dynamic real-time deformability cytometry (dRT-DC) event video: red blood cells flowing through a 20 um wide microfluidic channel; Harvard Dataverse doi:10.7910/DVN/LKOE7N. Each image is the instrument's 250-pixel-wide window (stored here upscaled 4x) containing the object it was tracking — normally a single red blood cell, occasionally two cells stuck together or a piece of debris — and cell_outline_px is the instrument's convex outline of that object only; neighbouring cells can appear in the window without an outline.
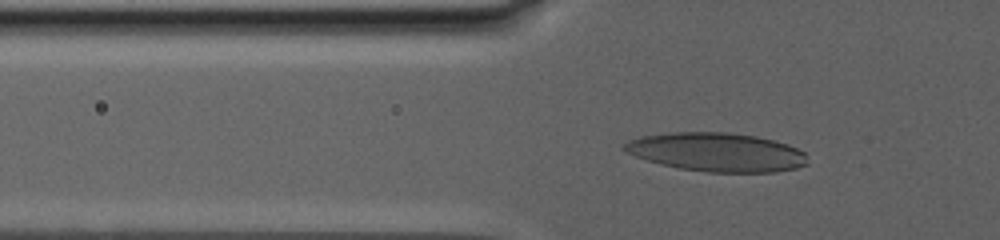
{"species": "human", "species_latin": "Homo sapiens", "temperature_condition": "warm", "stored_images_in_passage": 59, "camera_frame_rate_fps": 3000, "um_per_image_px": 0.085, "donor": {"sex": "male"}, "frame": {"image": 1, "passage_image": 16, "time_ms": 11.0, "image_size_px": [1000, 240], "cell_outline_px": [[808, 164], [796, 168], [776, 172], [708, 172], [680, 168], [660, 164], [636, 156], [620, 148], [628, 140], [640, 136], [672, 132], [728, 132], [756, 136], [788, 144], [804, 152], [808, 156]], "centroid_in_image_um": [60.93, 12.93], "position_along_channel_um": 64.9, "area_um2": 41.44}}
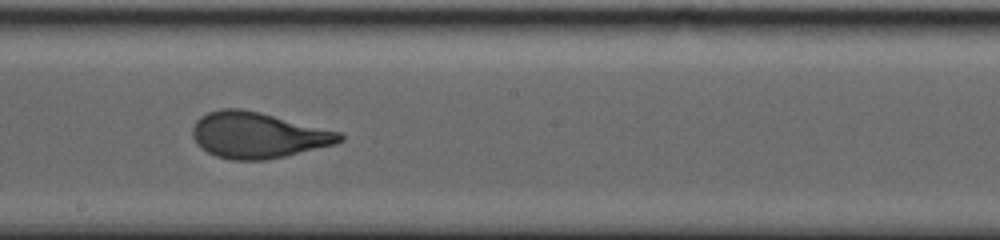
{"frame": {"image": 2, "passage_image": 33, "time_ms": 18.0, "image_size_px": [1000, 240], "cell_outline_px": [[344, 140], [336, 144], [284, 156], [264, 160], [232, 160], [216, 156], [200, 148], [196, 144], [192, 136], [192, 128], [196, 120], [200, 116], [208, 112], [220, 108], [240, 108], [260, 112], [340, 132], [344, 136]], "centroid_in_image_um": [21.88, 11.48], "position_along_channel_um": 226.3, "area_um2": 39.48}}
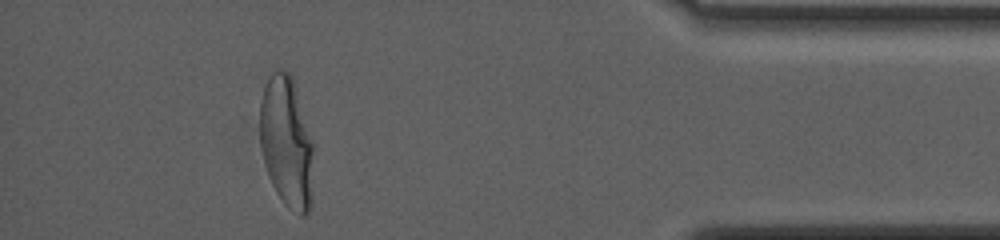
{"frame": {"image": 3, "passage_image": 54, "time_ms": 27.0, "image_size_px": [1000, 240], "cell_outline_px": [[312, 208], [304, 216], [300, 216], [288, 208], [284, 204], [276, 192], [268, 176], [264, 164], [260, 144], [260, 100], [264, 88], [272, 72], [280, 68], [288, 72], [292, 76], [296, 88], [312, 140]], "centroid_in_image_um": [24.35, 12.13], "position_along_channel_um": 410.8, "area_um2": 41.15}, "authors_computed_cell_mechanics": {"area_um2": 39.593, "velocity_mm_per_s": 2.4615, "shape_relaxation_time_tau1_ms": 9.3193, "shape_relaxation_time_tau2_ms": null, "deformation_change_tau1": 0.2727, "deformation_change_tau2": null}}